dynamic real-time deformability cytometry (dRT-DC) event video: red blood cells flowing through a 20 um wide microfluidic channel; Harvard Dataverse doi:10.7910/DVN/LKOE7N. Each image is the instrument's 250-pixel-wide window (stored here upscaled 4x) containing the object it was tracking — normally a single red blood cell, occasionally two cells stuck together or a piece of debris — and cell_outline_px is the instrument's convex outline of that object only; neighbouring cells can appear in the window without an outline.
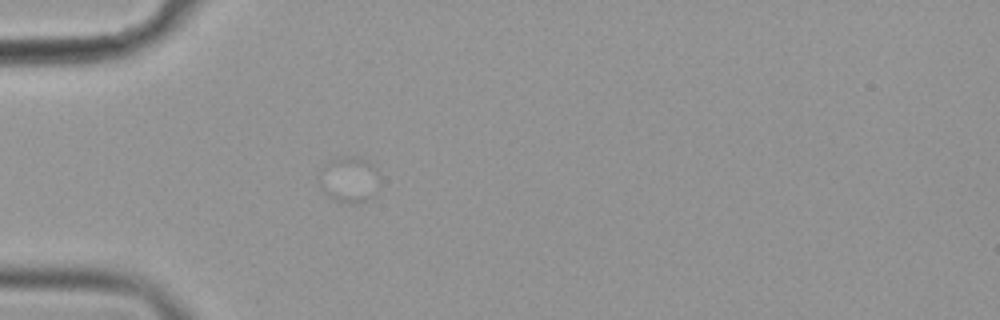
{"species": "common noctule bat (a hibernating species)", "species_latin": "Nyctalus noctula", "temperature_condition": "cold", "stored_images_in_passage": 2, "camera_frame_rate_fps": 3000, "um_per_image_px": 0.085, "animal": {"sex": "female", "body_mass_g": 19.9}, "frame": {"image": 1, "passage_image": 1, "time_ms": 0.0, "image_size_px": [1000, 320], "cell_outline_px": [[376, 196], [368, 200], [352, 204], [348, 204], [336, 200], [328, 196], [320, 188], [320, 172], [324, 164], [332, 160], [344, 156], [356, 156], [364, 160], [376, 172]], "centroid_in_image_um": [29.63, 15.3], "position_along_channel_um": 55.4, "area_um2": 15.78}}